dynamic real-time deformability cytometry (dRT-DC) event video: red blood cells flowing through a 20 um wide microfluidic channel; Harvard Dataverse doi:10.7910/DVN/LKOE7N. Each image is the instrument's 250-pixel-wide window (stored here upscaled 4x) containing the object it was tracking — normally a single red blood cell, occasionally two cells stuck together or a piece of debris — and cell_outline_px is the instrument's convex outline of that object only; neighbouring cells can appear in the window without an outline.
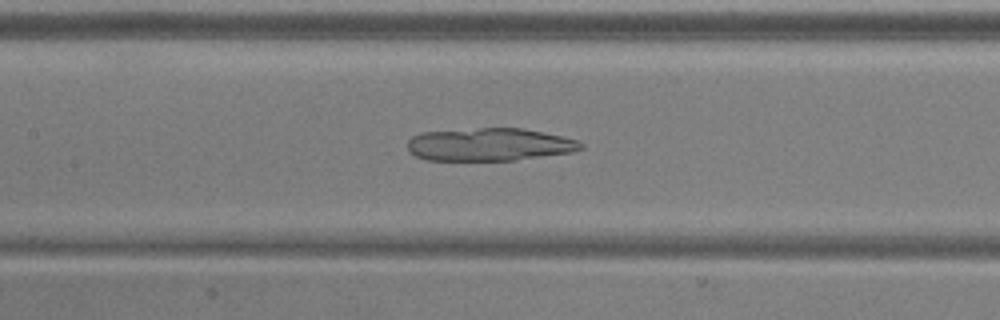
{"species": "common noctule bat (a hibernating species)", "species_latin": "Nyctalus noctula", "temperature_condition": "warm", "stored_images_in_passage": 51, "camera_frame_rate_fps": 3000, "um_per_image_px": 0.085, "animal": {"sex": "male", "body_mass_g": 20.5, "forearm_length_mm": 52.5}, "frame": {"image": 1, "passage_image": 24, "time_ms": 7.667, "image_size_px": [1000, 320], "cell_outline_px": [[584, 148], [572, 152], [516, 160], [424, 160], [408, 152], [408, 140], [412, 136], [420, 132], [480, 128], [524, 128], [560, 136], [576, 140], [584, 144]], "centroid_in_image_um": [41.57, 12.28], "position_along_channel_um": 165.8, "area_um2": 33.23}}
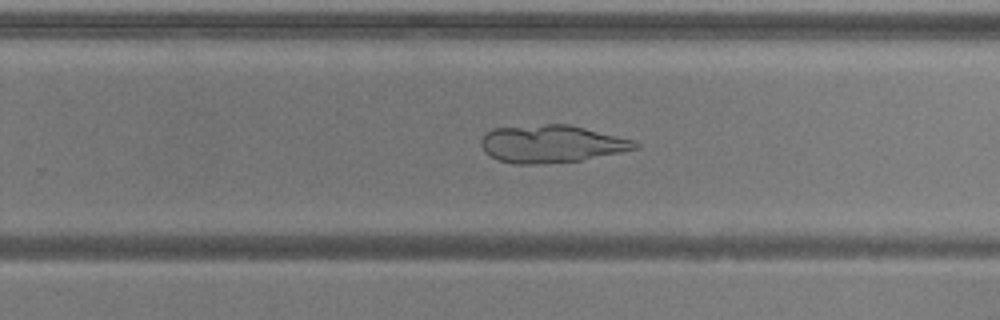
{"frame": {"image": 2, "passage_image": 33, "time_ms": 10.667, "image_size_px": [1000, 320], "cell_outline_px": [[640, 148], [580, 160], [544, 164], [512, 164], [496, 160], [484, 152], [480, 144], [480, 140], [484, 132], [492, 128], [544, 124], [568, 124], [632, 140], [640, 144]], "centroid_in_image_um": [46.78, 12.23], "position_along_channel_um": 283.0, "area_um2": 33.81}}